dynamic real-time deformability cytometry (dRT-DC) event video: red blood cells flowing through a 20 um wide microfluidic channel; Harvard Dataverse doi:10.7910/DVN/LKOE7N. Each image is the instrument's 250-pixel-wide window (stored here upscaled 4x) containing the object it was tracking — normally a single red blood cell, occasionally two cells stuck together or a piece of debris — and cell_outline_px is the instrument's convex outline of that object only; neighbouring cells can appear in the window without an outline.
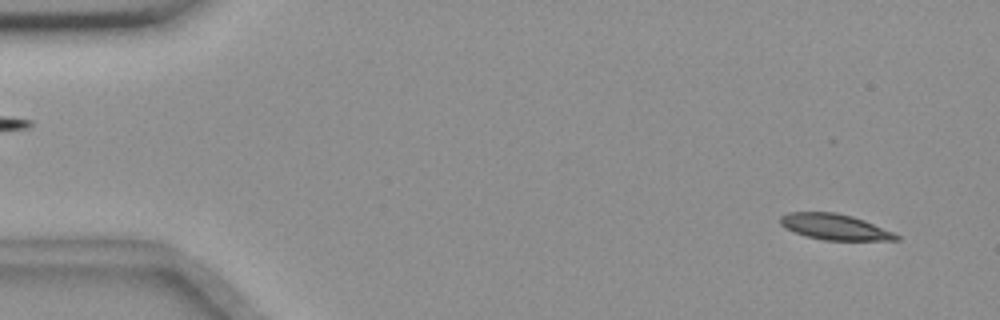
{"species": "common noctule bat (a hibernating species)", "species_latin": "Nyctalus noctula", "temperature_condition": "room temperature", "stored_images_in_passage": 56, "camera_frame_rate_fps": 3000, "um_per_image_px": 0.085, "animal": {"sex": "female", "body_mass_g": 18.4}, "frame": {"image": 1, "passage_image": 3, "time_ms": 0.667, "image_size_px": [1000, 320], "cell_outline_px": [[900, 240], [824, 240], [804, 236], [784, 228], [780, 224], [780, 216], [788, 212], [836, 212], [852, 216], [864, 220], [892, 232], [900, 236]], "centroid_in_image_um": [70.9, 19.28], "position_along_channel_um": 14.1, "area_um2": 17.46}}
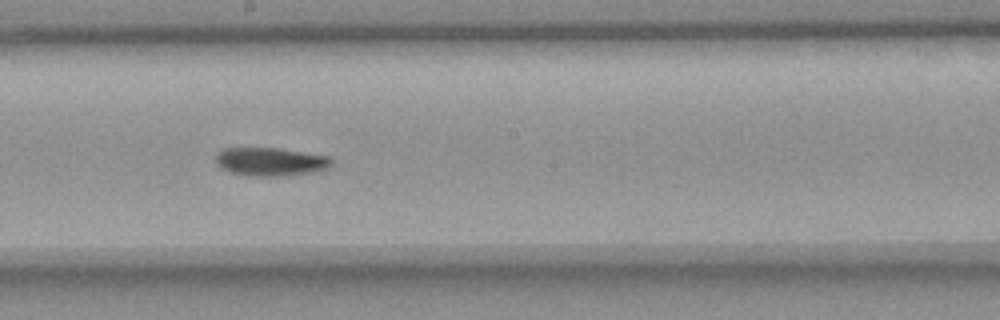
{"frame": {"image": 2, "passage_image": 30, "time_ms": 9.667, "image_size_px": [1000, 320], "cell_outline_px": [[332, 164], [328, 168], [320, 172], [284, 176], [248, 176], [232, 172], [220, 168], [216, 164], [216, 152], [220, 148], [280, 148], [328, 156], [332, 160]], "centroid_in_image_um": [23.0, 13.75], "position_along_channel_um": 225.2, "area_um2": 19.54}}
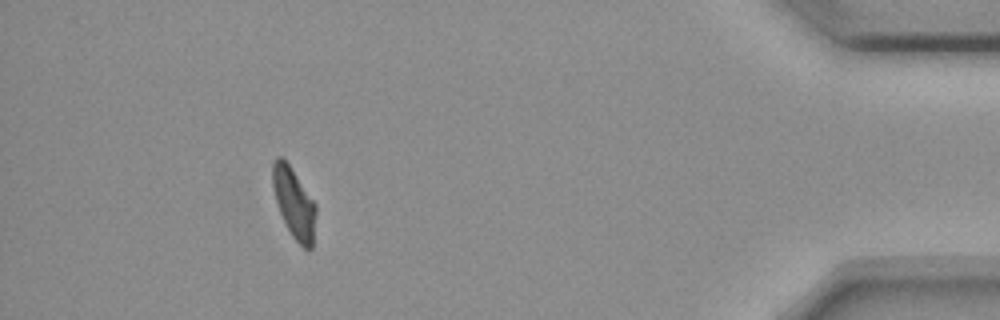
{"frame": {"image": 3, "passage_image": 50, "time_ms": 16.333, "image_size_px": [1000, 320], "cell_outline_px": [[316, 212], [312, 248], [308, 252], [292, 236], [280, 212], [276, 200], [272, 184], [272, 164], [276, 156], [280, 156], [288, 164], [316, 204]], "centroid_in_image_um": [24.99, 17.27], "position_along_channel_um": 410.2, "area_um2": 17.4}, "authors_computed_cell_mechanics": {"area_um2": 18.7561, "velocity_mm_per_s": 3.6365, "shape_relaxation_time_tau1_ms": 5.4001, "shape_relaxation_time_tau2_ms": null, "deformation_change_tau1": 0.1338, "deformation_change_tau2": null}}